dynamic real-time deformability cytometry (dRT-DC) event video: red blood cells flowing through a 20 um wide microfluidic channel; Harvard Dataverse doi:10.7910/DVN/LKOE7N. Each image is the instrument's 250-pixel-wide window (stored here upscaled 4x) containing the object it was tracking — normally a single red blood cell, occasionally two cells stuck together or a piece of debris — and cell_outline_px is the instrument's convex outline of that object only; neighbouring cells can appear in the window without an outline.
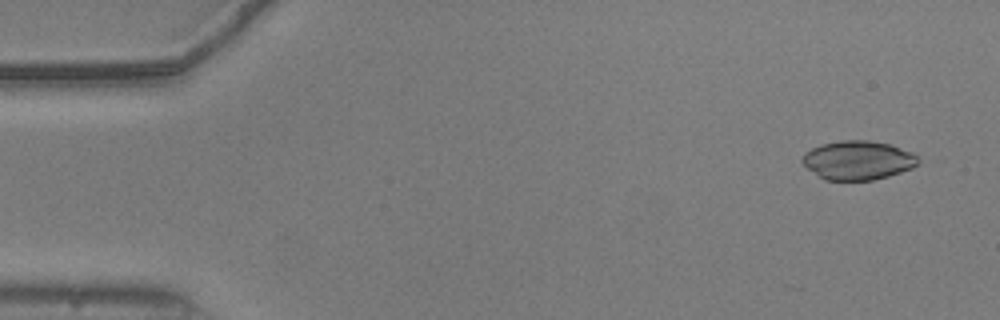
{"species": "common noctule bat (a hibernating species)", "species_latin": "Nyctalus noctula", "temperature_condition": "warm", "stored_images_in_passage": 7, "camera_frame_rate_fps": 3000, "um_per_image_px": 0.085, "animal": {"sex": "male", "body_mass_g": 20.5, "forearm_length_mm": 52.5}, "frame": {"image": 1, "passage_image": 1, "time_ms": 0.0, "image_size_px": [1000, 320], "cell_outline_px": [[920, 164], [912, 168], [888, 176], [872, 180], [824, 180], [808, 168], [800, 160], [804, 152], [820, 144], [840, 140], [868, 140], [888, 144], [912, 152], [920, 160]], "centroid_in_image_um": [72.91, 13.62], "position_along_channel_um": 12.1, "area_um2": 26.36}}